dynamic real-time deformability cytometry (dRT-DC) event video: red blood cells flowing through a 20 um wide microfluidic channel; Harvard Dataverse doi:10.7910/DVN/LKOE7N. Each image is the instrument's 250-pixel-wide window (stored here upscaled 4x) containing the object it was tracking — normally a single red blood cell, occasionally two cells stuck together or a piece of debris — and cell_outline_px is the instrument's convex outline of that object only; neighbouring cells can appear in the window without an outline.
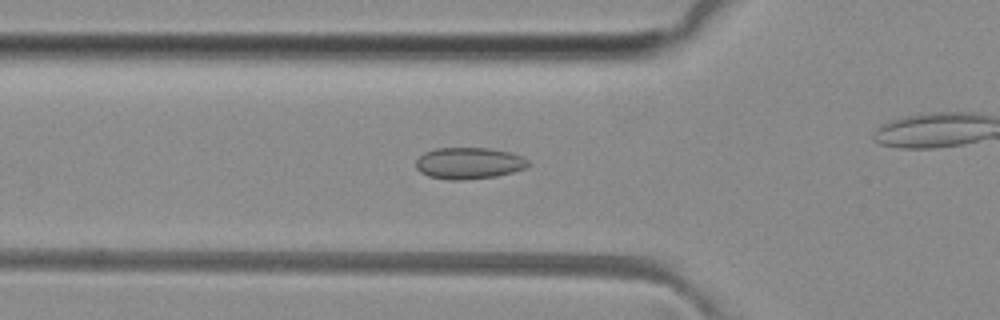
{"species": "common noctule bat (a hibernating species)", "species_latin": "Nyctalus noctula", "temperature_condition": "room temperature", "stored_images_in_passage": 54, "camera_frame_rate_fps": 3000, "um_per_image_px": 0.085, "animal": {"sex": "female", "body_mass_g": 29.2, "forearm_length_mm": 56.3}, "frame": {"image": 1, "passage_image": 18, "time_ms": 5.667, "image_size_px": [1000, 320], "cell_outline_px": [[532, 164], [524, 168], [512, 172], [496, 176], [464, 180], [448, 180], [428, 176], [420, 172], [416, 168], [416, 160], [424, 152], [436, 148], [488, 148], [512, 152], [528, 160]], "centroid_in_image_um": [39.85, 13.87], "position_along_channel_um": 86.0, "area_um2": 20.75}}
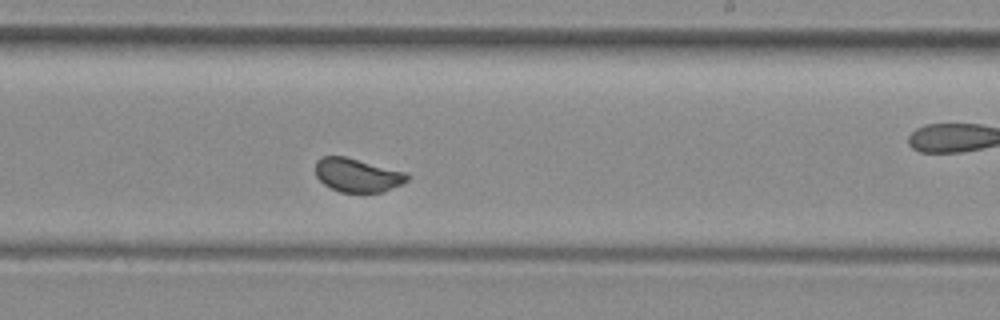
{"frame": {"image": 2, "passage_image": 31, "time_ms": 10.0, "image_size_px": [1000, 320], "cell_outline_px": [[408, 180], [400, 184], [380, 192], [340, 192], [324, 184], [316, 176], [316, 160], [324, 156], [344, 156], [408, 172]], "centroid_in_image_um": [30.37, 14.87], "position_along_channel_um": 258.6, "area_um2": 17.8}}
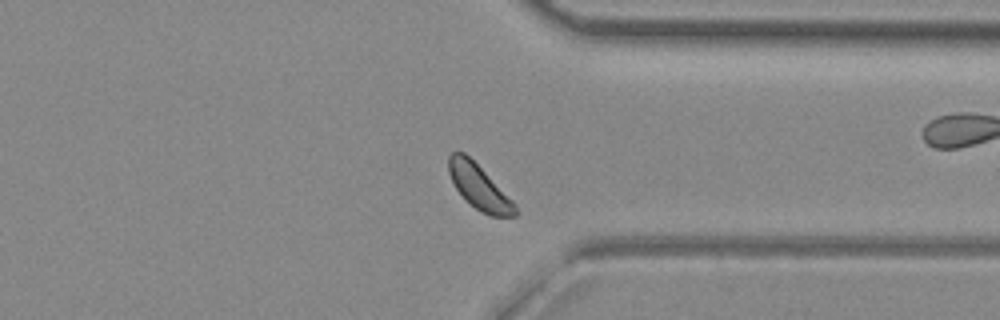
{"frame": {"image": 3, "passage_image": 40, "time_ms": 13.0, "image_size_px": [1000, 320], "cell_outline_px": [[516, 216], [492, 216], [476, 208], [456, 188], [448, 172], [448, 156], [452, 152], [464, 152], [516, 204]], "centroid_in_image_um": [40.71, 15.88], "position_along_channel_um": 370.7, "area_um2": 16.47}}